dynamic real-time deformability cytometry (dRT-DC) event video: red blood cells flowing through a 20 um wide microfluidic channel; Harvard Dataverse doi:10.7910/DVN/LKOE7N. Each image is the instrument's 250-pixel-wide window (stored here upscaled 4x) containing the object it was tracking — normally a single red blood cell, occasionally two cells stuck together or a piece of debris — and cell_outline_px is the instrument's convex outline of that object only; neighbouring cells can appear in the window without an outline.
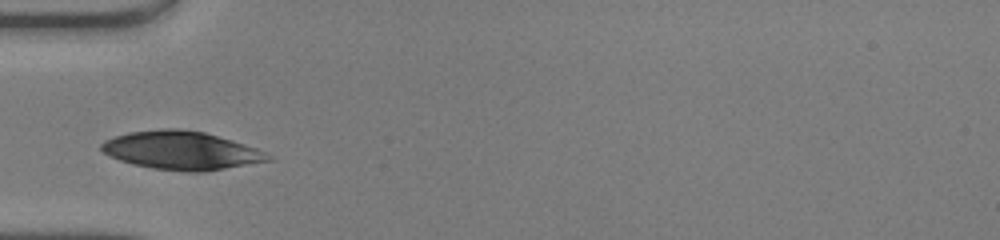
{"species": "human", "species_latin": "Homo sapiens", "temperature_condition": "warm", "stored_images_in_passage": 26, "camera_frame_rate_fps": 3000, "um_per_image_px": 0.085, "donor": {"sex": "male"}, "frame": {"image": 1, "passage_image": 1, "time_ms": 0.0, "image_size_px": [1000, 240], "cell_outline_px": [[272, 160], [204, 172], [188, 172], [152, 168], [132, 164], [108, 156], [100, 148], [100, 144], [104, 140], [128, 132], [164, 128], [180, 128], [204, 132], [232, 140], [256, 148], [272, 156]], "centroid_in_image_um": [15.39, 12.79], "position_along_channel_um": 69.6, "area_um2": 37.28}}
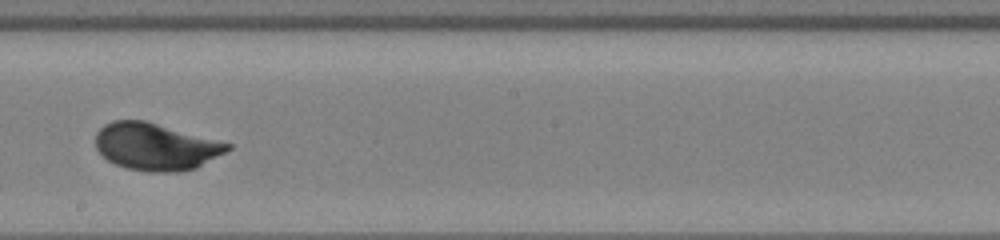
{"frame": {"image": 2, "passage_image": 13, "time_ms": 4.0, "image_size_px": [1000, 240], "cell_outline_px": [[232, 148], [196, 168], [176, 172], [148, 172], [128, 168], [116, 164], [108, 160], [96, 148], [96, 132], [104, 124], [112, 120], [144, 120], [232, 144]], "centroid_in_image_um": [13.22, 12.46], "position_along_channel_um": 235.0, "area_um2": 36.01}}
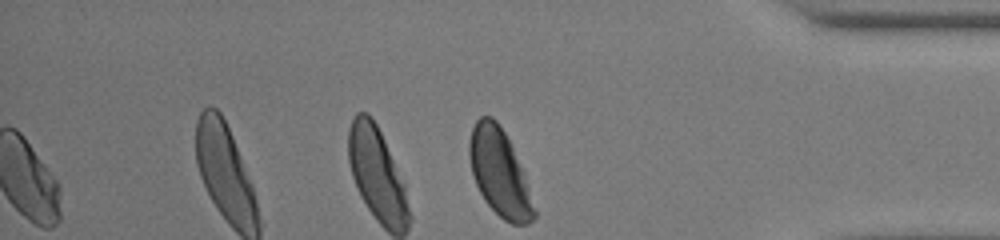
{"frame": {"image": 3, "passage_image": 26, "time_ms": 8.333, "image_size_px": [1000, 240], "cell_outline_px": [[536, 216], [528, 224], [512, 224], [504, 220], [484, 200], [472, 176], [468, 156], [468, 140], [472, 128], [476, 120], [480, 116], [492, 116], [496, 120], [504, 132], [524, 172], [536, 212]], "centroid_in_image_um": [42.44, 14.67], "position_along_channel_um": 392.8, "area_um2": 32.66}, "authors_computed_cell_mechanics": {"area_um2": 35.8649, "velocity_mm_per_s": 4.1438, "shape_relaxation_time_tau1_ms": 2.236, "shape_relaxation_time_tau2_ms": null, "deformation_change_tau1": 0.1417, "deformation_change_tau2": null}}